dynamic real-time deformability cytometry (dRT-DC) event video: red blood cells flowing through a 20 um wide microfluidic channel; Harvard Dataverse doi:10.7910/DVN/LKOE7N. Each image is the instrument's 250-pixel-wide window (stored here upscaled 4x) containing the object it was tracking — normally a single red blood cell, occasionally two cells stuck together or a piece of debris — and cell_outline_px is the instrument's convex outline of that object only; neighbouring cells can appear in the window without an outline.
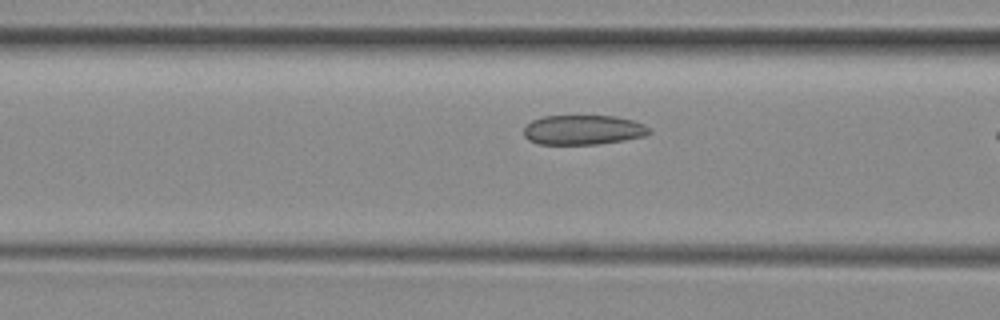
{"species": "common noctule bat (a hibernating species)", "species_latin": "Nyctalus noctula", "temperature_condition": "room temperature", "stored_images_in_passage": 8, "camera_frame_rate_fps": 3000, "um_per_image_px": 0.085, "animal": {"sex": "female", "body_mass_g": 29.2, "forearm_length_mm": 56.3}, "frame": {"image": 1, "passage_image": 6, "time_ms": 1.667, "image_size_px": [1000, 320], "cell_outline_px": [[652, 132], [644, 136], [624, 140], [600, 144], [536, 144], [528, 140], [524, 136], [524, 128], [532, 120], [544, 116], [612, 116], [632, 120], [644, 124], [652, 128]], "centroid_in_image_um": [49.58, 11.05], "position_along_channel_um": 117.0, "area_um2": 21.79}}